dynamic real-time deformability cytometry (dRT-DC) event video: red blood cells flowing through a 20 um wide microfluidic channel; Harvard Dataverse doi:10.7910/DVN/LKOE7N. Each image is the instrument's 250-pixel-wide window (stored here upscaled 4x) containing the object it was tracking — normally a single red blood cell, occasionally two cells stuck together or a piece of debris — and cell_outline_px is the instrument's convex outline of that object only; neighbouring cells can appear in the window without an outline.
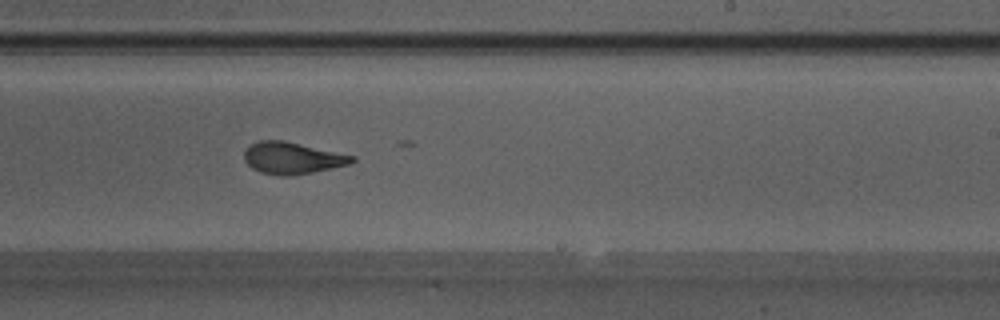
{"species": "Egyptian fruit bat (a non-hibernating species)", "species_latin": "Rousettus aegyptiacus", "temperature_condition": "warm", "stored_images_in_passage": 37, "camera_frame_rate_fps": 3000, "um_per_image_px": 0.085, "animal": {"sex": "male"}, "frame": {"image": 1, "passage_image": 16, "time_ms": 5.0, "image_size_px": [1000, 320], "cell_outline_px": [[356, 160], [348, 164], [332, 168], [292, 176], [280, 176], [260, 172], [252, 168], [244, 160], [244, 152], [252, 144], [260, 140], [284, 140], [356, 156]], "centroid_in_image_um": [24.85, 13.44], "position_along_channel_um": 264.2, "area_um2": 19.94}}
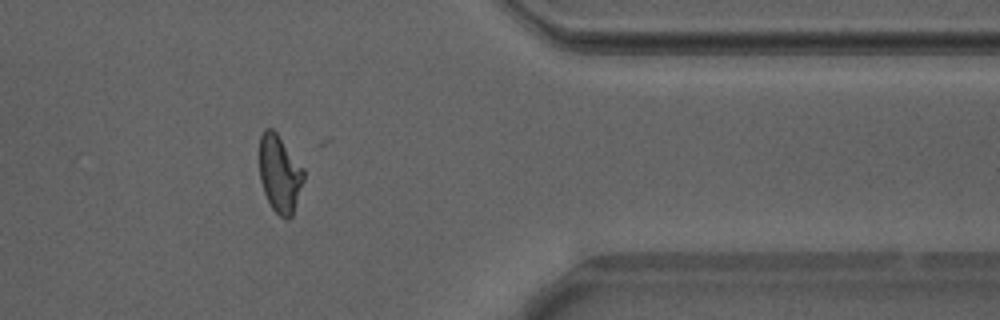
{"frame": {"image": 2, "passage_image": 27, "time_ms": 8.667, "image_size_px": [1000, 320], "cell_outline_px": [[304, 180], [292, 216], [288, 220], [284, 220], [272, 208], [264, 192], [260, 180], [260, 136], [264, 128], [272, 128], [276, 132], [304, 168]], "centroid_in_image_um": [23.78, 14.78], "position_along_channel_um": 387.6, "area_um2": 20.0}}